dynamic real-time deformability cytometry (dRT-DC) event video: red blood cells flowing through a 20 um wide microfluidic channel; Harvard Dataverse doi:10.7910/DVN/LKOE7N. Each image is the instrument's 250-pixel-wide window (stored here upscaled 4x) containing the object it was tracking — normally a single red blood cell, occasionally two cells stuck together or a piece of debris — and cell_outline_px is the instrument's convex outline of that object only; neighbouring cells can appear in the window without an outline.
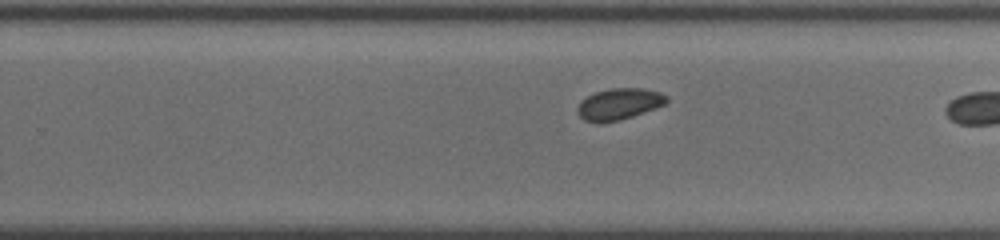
{"species": "common noctule bat (a hibernating species)", "species_latin": "Nyctalus noctula", "temperature_condition": "cold", "stored_images_in_passage": 30, "camera_frame_rate_fps": 3000, "um_per_image_px": 0.085, "animal": {"sex": "female", "body_mass_g": 19.5, "forearm_length_mm": 54.1}, "frame": {"image": 1, "passage_image": 22, "time_ms": 7.0, "image_size_px": [1000, 240], "cell_outline_px": [[668, 100], [664, 104], [632, 116], [620, 120], [600, 124], [584, 120], [580, 116], [576, 108], [580, 100], [596, 92], [612, 88], [644, 88], [660, 92], [668, 96]], "centroid_in_image_um": [52.59, 8.84], "position_along_channel_um": 277.2, "area_um2": 16.3}}